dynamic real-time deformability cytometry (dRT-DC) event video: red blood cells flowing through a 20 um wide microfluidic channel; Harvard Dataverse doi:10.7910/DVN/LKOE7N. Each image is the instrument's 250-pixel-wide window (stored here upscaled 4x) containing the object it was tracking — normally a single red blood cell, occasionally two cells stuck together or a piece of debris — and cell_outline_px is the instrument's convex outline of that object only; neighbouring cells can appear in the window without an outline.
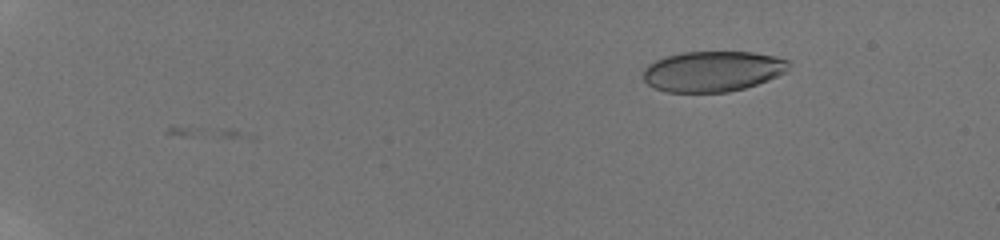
{"species": "human", "species_latin": "Homo sapiens", "temperature_condition": "room temperature", "stored_images_in_passage": 48, "camera_frame_rate_fps": 3000, "um_per_image_px": 0.085, "donor": {"sex": "male"}, "frame": {"image": 1, "passage_image": 1, "time_ms": 0.0, "image_size_px": [1000, 240], "cell_outline_px": [[792, 64], [788, 72], [768, 80], [744, 88], [728, 92], [668, 92], [656, 88], [648, 84], [644, 80], [644, 68], [648, 64], [656, 60], [668, 56], [684, 52], [752, 52], [776, 56], [788, 60]], "centroid_in_image_um": [60.63, 6.06], "position_along_channel_um": 24.4, "area_um2": 34.45}}
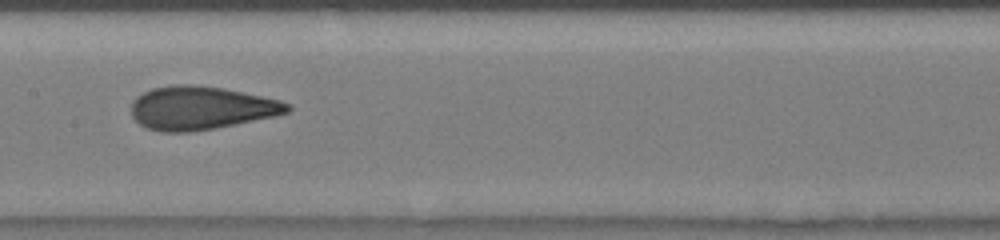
{"frame": {"image": 2, "passage_image": 25, "time_ms": 8.0, "image_size_px": [1000, 240], "cell_outline_px": [[292, 108], [288, 112], [272, 116], [216, 128], [188, 132], [160, 132], [148, 128], [140, 124], [132, 116], [132, 100], [136, 96], [152, 88], [172, 84], [192, 84], [224, 88], [280, 100], [288, 104]], "centroid_in_image_um": [17.04, 9.17], "position_along_channel_um": 190.4, "area_um2": 39.3}}
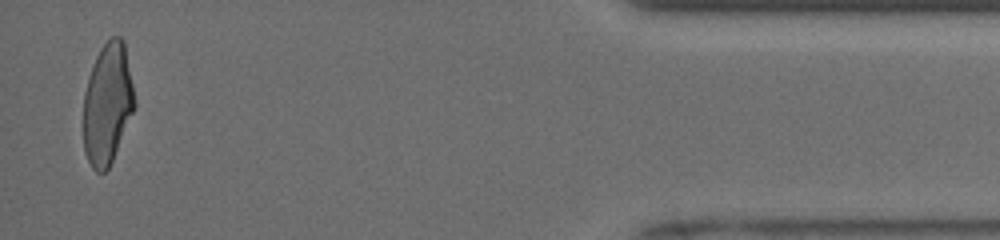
{"frame": {"image": 3, "passage_image": 47, "time_ms": 15.333, "image_size_px": [1000, 240], "cell_outline_px": [[136, 104], [112, 160], [108, 168], [104, 172], [96, 172], [92, 168], [84, 152], [84, 92], [96, 56], [100, 48], [108, 36], [120, 36], [124, 40]], "centroid_in_image_um": [9.13, 8.78], "position_along_channel_um": 426.1, "area_um2": 35.84}, "authors_computed_cell_mechanics": {"area_um2": 37.8012, "velocity_mm_per_s": 3.9911, "shape_relaxation_time_tau1_ms": 5.4136, "shape_relaxation_time_tau2_ms": 0.7532, "deformation_change_tau1": 0.1999, "deformation_change_tau2": 0.0716}}